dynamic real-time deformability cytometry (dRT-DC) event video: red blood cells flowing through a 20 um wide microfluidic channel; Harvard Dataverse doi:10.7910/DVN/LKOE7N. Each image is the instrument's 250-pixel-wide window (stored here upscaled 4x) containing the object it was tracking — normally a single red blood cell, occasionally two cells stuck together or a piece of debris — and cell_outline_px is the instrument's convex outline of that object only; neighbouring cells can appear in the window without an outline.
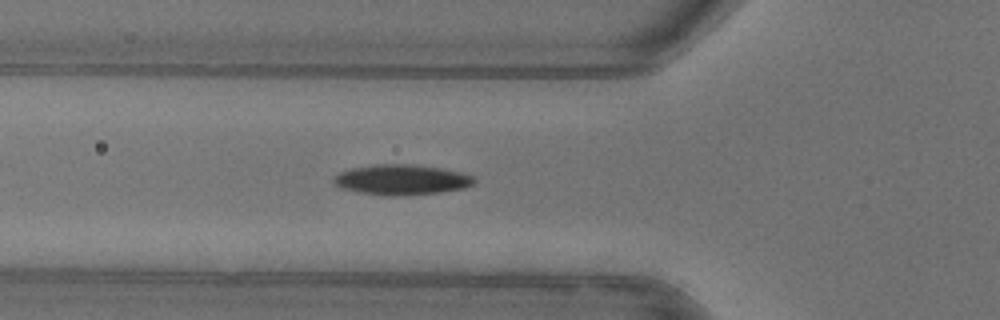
{"species": "common noctule bat (a hibernating species)", "species_latin": "Nyctalus noctula", "temperature_condition": "warm", "stored_images_in_passage": 39, "camera_frame_rate_fps": 3000, "um_per_image_px": 0.085, "animal": {"sex": "female"}, "frame": {"image": 1, "passage_image": 6, "time_ms": 1.667, "image_size_px": [1000, 320], "cell_outline_px": [[476, 180], [472, 184], [464, 188], [436, 192], [404, 196], [384, 196], [360, 192], [344, 188], [336, 184], [332, 180], [332, 176], [340, 172], [352, 168], [376, 164], [412, 164], [440, 168], [460, 172], [472, 176]], "centroid_in_image_um": [34.11, 15.27], "position_along_channel_um": 91.7, "area_um2": 24.62}, "authors_computed_cell_mechanics": {"area_um2": 23.7558, "velocity_mm_per_s": 3.9827, "shape_relaxation_time_tau1_ms": 3.2281, "shape_relaxation_time_tau2_ms": 4.8403, "deformation_change_tau1": 0.1582, "deformation_change_tau2": 0.0815}}